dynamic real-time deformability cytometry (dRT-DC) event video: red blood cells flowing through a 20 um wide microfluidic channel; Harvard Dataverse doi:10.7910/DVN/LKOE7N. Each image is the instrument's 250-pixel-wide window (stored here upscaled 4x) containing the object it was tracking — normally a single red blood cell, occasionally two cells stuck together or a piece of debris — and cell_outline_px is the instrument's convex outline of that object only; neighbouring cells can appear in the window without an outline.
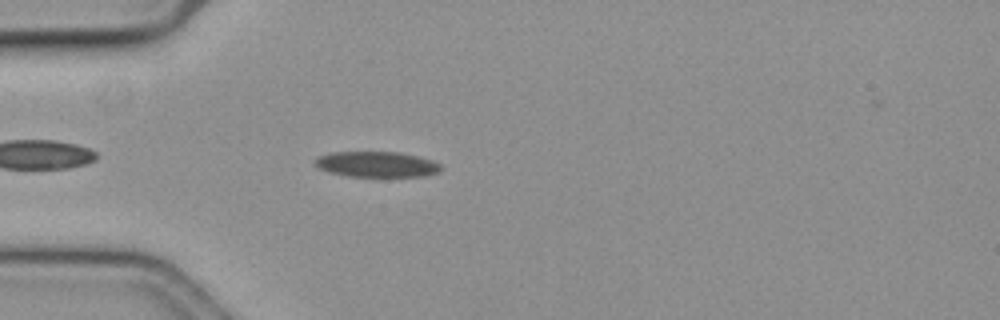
{"species": "common noctule bat (a hibernating species)", "species_latin": "Nyctalus noctula", "temperature_condition": "cold", "stored_images_in_passage": 45, "camera_frame_rate_fps": 3000, "um_per_image_px": 0.085, "animal": {"sex": "female", "body_mass_g": 19.3, "forearm_length_mm": 54.1}, "frame": {"image": 1, "passage_image": 4, "time_ms": 1.0, "image_size_px": [1000, 320], "cell_outline_px": [[444, 168], [440, 172], [424, 176], [348, 176], [328, 172], [312, 164], [312, 160], [316, 156], [332, 152], [400, 152], [432, 160], [440, 164]], "centroid_in_image_um": [31.99, 13.96], "position_along_channel_um": 53.0, "area_um2": 18.96}}
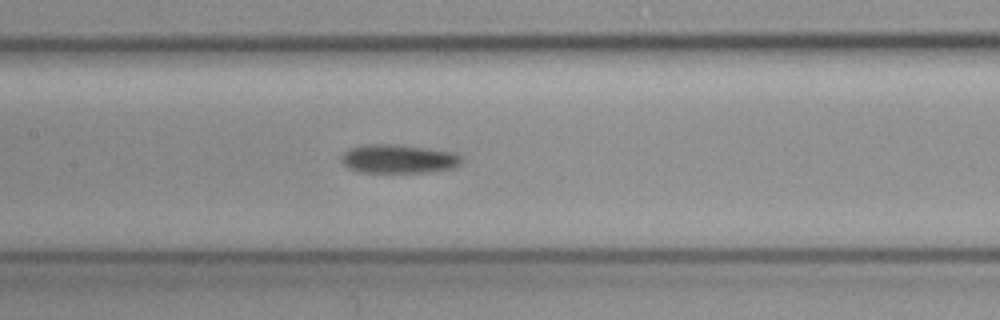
{"frame": {"image": 2, "passage_image": 15, "time_ms": 4.667, "image_size_px": [1000, 320], "cell_outline_px": [[464, 160], [456, 168], [424, 172], [360, 172], [348, 168], [340, 160], [340, 156], [344, 152], [352, 148], [368, 144], [392, 144], [456, 152], [464, 156]], "centroid_in_image_um": [33.92, 13.51], "position_along_channel_um": 173.5, "area_um2": 20.23}}
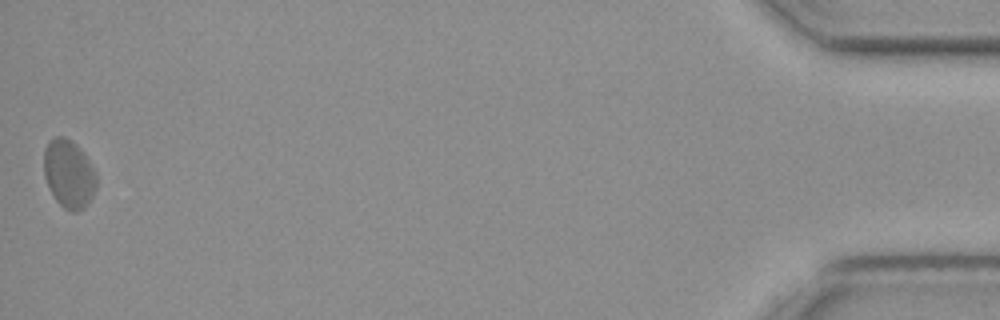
{"frame": {"image": 3, "passage_image": 45, "time_ms": 14.667, "image_size_px": [1000, 320], "cell_outline_px": [[96, 188], [88, 204], [84, 208], [76, 212], [72, 212], [64, 208], [56, 200], [44, 176], [44, 148], [48, 140], [56, 136], [64, 136], [72, 140], [80, 148], [96, 172]], "centroid_in_image_um": [5.85, 14.76], "position_along_channel_um": 429.4, "area_um2": 20.98}, "authors_computed_cell_mechanics": {"area_um2": 20.1144, "velocity_mm_per_s": 3.5661, "shape_relaxation_time_tau1_ms": 3.6272, "shape_relaxation_time_tau2_ms": null, "deformation_change_tau1": 0.0932, "deformation_change_tau2": null}}